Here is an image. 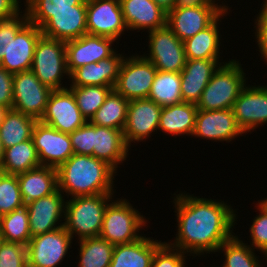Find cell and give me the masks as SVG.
Masks as SVG:
<instances>
[{"mask_svg": "<svg viewBox=\"0 0 267 267\" xmlns=\"http://www.w3.org/2000/svg\"><path fill=\"white\" fill-rule=\"evenodd\" d=\"M186 192H174V200L170 201L174 204L177 231L174 240L165 242L189 253L190 258L216 254L218 248L235 235L238 212L224 200L200 198Z\"/></svg>", "mask_w": 267, "mask_h": 267, "instance_id": "cell-1", "label": "cell"}, {"mask_svg": "<svg viewBox=\"0 0 267 267\" xmlns=\"http://www.w3.org/2000/svg\"><path fill=\"white\" fill-rule=\"evenodd\" d=\"M116 173L111 165L94 156L73 154L57 168L58 189L66 199L116 193Z\"/></svg>", "mask_w": 267, "mask_h": 267, "instance_id": "cell-2", "label": "cell"}, {"mask_svg": "<svg viewBox=\"0 0 267 267\" xmlns=\"http://www.w3.org/2000/svg\"><path fill=\"white\" fill-rule=\"evenodd\" d=\"M115 193L67 198L64 228L76 241L99 237L104 213Z\"/></svg>", "mask_w": 267, "mask_h": 267, "instance_id": "cell-3", "label": "cell"}, {"mask_svg": "<svg viewBox=\"0 0 267 267\" xmlns=\"http://www.w3.org/2000/svg\"><path fill=\"white\" fill-rule=\"evenodd\" d=\"M239 61L229 59L219 66L196 104L198 109L212 111L232 108L242 89L248 84L245 69Z\"/></svg>", "mask_w": 267, "mask_h": 267, "instance_id": "cell-4", "label": "cell"}, {"mask_svg": "<svg viewBox=\"0 0 267 267\" xmlns=\"http://www.w3.org/2000/svg\"><path fill=\"white\" fill-rule=\"evenodd\" d=\"M120 198L108 204L99 235L114 246L139 240L145 235L140 231L145 230L143 228H147L148 224L145 215H141L129 200L123 196Z\"/></svg>", "mask_w": 267, "mask_h": 267, "instance_id": "cell-5", "label": "cell"}, {"mask_svg": "<svg viewBox=\"0 0 267 267\" xmlns=\"http://www.w3.org/2000/svg\"><path fill=\"white\" fill-rule=\"evenodd\" d=\"M31 71L39 81L52 90L68 88L70 74L67 69L66 42L42 35L36 44ZM65 77V78H64ZM67 85V86H66Z\"/></svg>", "mask_w": 267, "mask_h": 267, "instance_id": "cell-6", "label": "cell"}, {"mask_svg": "<svg viewBox=\"0 0 267 267\" xmlns=\"http://www.w3.org/2000/svg\"><path fill=\"white\" fill-rule=\"evenodd\" d=\"M27 15L48 38L67 42L87 34L86 5H76V11L27 12Z\"/></svg>", "mask_w": 267, "mask_h": 267, "instance_id": "cell-7", "label": "cell"}, {"mask_svg": "<svg viewBox=\"0 0 267 267\" xmlns=\"http://www.w3.org/2000/svg\"><path fill=\"white\" fill-rule=\"evenodd\" d=\"M157 69L139 53L125 56L114 90L127 100L147 99Z\"/></svg>", "mask_w": 267, "mask_h": 267, "instance_id": "cell-8", "label": "cell"}, {"mask_svg": "<svg viewBox=\"0 0 267 267\" xmlns=\"http://www.w3.org/2000/svg\"><path fill=\"white\" fill-rule=\"evenodd\" d=\"M147 33L146 46L149 51L146 54L143 52L142 56L152 62L157 70L181 72L187 61L183 42L167 25Z\"/></svg>", "mask_w": 267, "mask_h": 267, "instance_id": "cell-9", "label": "cell"}, {"mask_svg": "<svg viewBox=\"0 0 267 267\" xmlns=\"http://www.w3.org/2000/svg\"><path fill=\"white\" fill-rule=\"evenodd\" d=\"M73 238L64 226L41 235L31 237L27 244L28 267H58L62 265ZM69 252V253H68Z\"/></svg>", "mask_w": 267, "mask_h": 267, "instance_id": "cell-10", "label": "cell"}, {"mask_svg": "<svg viewBox=\"0 0 267 267\" xmlns=\"http://www.w3.org/2000/svg\"><path fill=\"white\" fill-rule=\"evenodd\" d=\"M52 91L42 84L31 70L13 74L12 109L39 121L45 112Z\"/></svg>", "mask_w": 267, "mask_h": 267, "instance_id": "cell-11", "label": "cell"}, {"mask_svg": "<svg viewBox=\"0 0 267 267\" xmlns=\"http://www.w3.org/2000/svg\"><path fill=\"white\" fill-rule=\"evenodd\" d=\"M87 34L112 38L117 43L128 31L120 0H87Z\"/></svg>", "mask_w": 267, "mask_h": 267, "instance_id": "cell-12", "label": "cell"}, {"mask_svg": "<svg viewBox=\"0 0 267 267\" xmlns=\"http://www.w3.org/2000/svg\"><path fill=\"white\" fill-rule=\"evenodd\" d=\"M161 110L159 104L149 99L129 101L123 133L130 148L131 145L134 147L136 142H146L155 132L157 134Z\"/></svg>", "mask_w": 267, "mask_h": 267, "instance_id": "cell-13", "label": "cell"}, {"mask_svg": "<svg viewBox=\"0 0 267 267\" xmlns=\"http://www.w3.org/2000/svg\"><path fill=\"white\" fill-rule=\"evenodd\" d=\"M260 85L246 84L231 108L245 134L267 123V85Z\"/></svg>", "mask_w": 267, "mask_h": 267, "instance_id": "cell-14", "label": "cell"}, {"mask_svg": "<svg viewBox=\"0 0 267 267\" xmlns=\"http://www.w3.org/2000/svg\"><path fill=\"white\" fill-rule=\"evenodd\" d=\"M39 121L68 134L87 122L82 116L74 95L69 88L52 91L45 112Z\"/></svg>", "mask_w": 267, "mask_h": 267, "instance_id": "cell-15", "label": "cell"}, {"mask_svg": "<svg viewBox=\"0 0 267 267\" xmlns=\"http://www.w3.org/2000/svg\"><path fill=\"white\" fill-rule=\"evenodd\" d=\"M243 134L246 136L238 126L232 109L197 110L192 138L231 143Z\"/></svg>", "mask_w": 267, "mask_h": 267, "instance_id": "cell-16", "label": "cell"}, {"mask_svg": "<svg viewBox=\"0 0 267 267\" xmlns=\"http://www.w3.org/2000/svg\"><path fill=\"white\" fill-rule=\"evenodd\" d=\"M32 140L43 166L57 169L74 154L68 133L60 132L40 121L34 126Z\"/></svg>", "mask_w": 267, "mask_h": 267, "instance_id": "cell-17", "label": "cell"}, {"mask_svg": "<svg viewBox=\"0 0 267 267\" xmlns=\"http://www.w3.org/2000/svg\"><path fill=\"white\" fill-rule=\"evenodd\" d=\"M65 205V196L59 189L48 196L26 204L31 237L64 226Z\"/></svg>", "mask_w": 267, "mask_h": 267, "instance_id": "cell-18", "label": "cell"}, {"mask_svg": "<svg viewBox=\"0 0 267 267\" xmlns=\"http://www.w3.org/2000/svg\"><path fill=\"white\" fill-rule=\"evenodd\" d=\"M115 42L119 44L112 38L89 34L67 41L66 60L69 74L81 66L112 56L117 49Z\"/></svg>", "mask_w": 267, "mask_h": 267, "instance_id": "cell-19", "label": "cell"}, {"mask_svg": "<svg viewBox=\"0 0 267 267\" xmlns=\"http://www.w3.org/2000/svg\"><path fill=\"white\" fill-rule=\"evenodd\" d=\"M42 36L41 29L28 21L11 39L7 54H4L0 66L12 74L30 71L35 47Z\"/></svg>", "mask_w": 267, "mask_h": 267, "instance_id": "cell-20", "label": "cell"}, {"mask_svg": "<svg viewBox=\"0 0 267 267\" xmlns=\"http://www.w3.org/2000/svg\"><path fill=\"white\" fill-rule=\"evenodd\" d=\"M120 5L128 32H149L166 26L167 12L153 0H120Z\"/></svg>", "mask_w": 267, "mask_h": 267, "instance_id": "cell-21", "label": "cell"}, {"mask_svg": "<svg viewBox=\"0 0 267 267\" xmlns=\"http://www.w3.org/2000/svg\"><path fill=\"white\" fill-rule=\"evenodd\" d=\"M221 13L214 7H186L167 12L166 25L182 41L208 27Z\"/></svg>", "mask_w": 267, "mask_h": 267, "instance_id": "cell-22", "label": "cell"}, {"mask_svg": "<svg viewBox=\"0 0 267 267\" xmlns=\"http://www.w3.org/2000/svg\"><path fill=\"white\" fill-rule=\"evenodd\" d=\"M221 60V61H220ZM223 59H187L181 74V93L183 102L197 104L203 90Z\"/></svg>", "mask_w": 267, "mask_h": 267, "instance_id": "cell-23", "label": "cell"}, {"mask_svg": "<svg viewBox=\"0 0 267 267\" xmlns=\"http://www.w3.org/2000/svg\"><path fill=\"white\" fill-rule=\"evenodd\" d=\"M124 53L116 51L112 56L99 62L91 63L75 69L70 74L68 86H110L114 88L117 81Z\"/></svg>", "mask_w": 267, "mask_h": 267, "instance_id": "cell-24", "label": "cell"}, {"mask_svg": "<svg viewBox=\"0 0 267 267\" xmlns=\"http://www.w3.org/2000/svg\"><path fill=\"white\" fill-rule=\"evenodd\" d=\"M93 156L111 165L117 172L132 150L122 130L93 125Z\"/></svg>", "mask_w": 267, "mask_h": 267, "instance_id": "cell-25", "label": "cell"}, {"mask_svg": "<svg viewBox=\"0 0 267 267\" xmlns=\"http://www.w3.org/2000/svg\"><path fill=\"white\" fill-rule=\"evenodd\" d=\"M226 16L227 14H220L208 27L183 42L187 59H223L220 56L223 52L220 50L223 35L219 28Z\"/></svg>", "mask_w": 267, "mask_h": 267, "instance_id": "cell-26", "label": "cell"}, {"mask_svg": "<svg viewBox=\"0 0 267 267\" xmlns=\"http://www.w3.org/2000/svg\"><path fill=\"white\" fill-rule=\"evenodd\" d=\"M145 235L131 243L115 245L109 267H150L155 251L165 242Z\"/></svg>", "mask_w": 267, "mask_h": 267, "instance_id": "cell-27", "label": "cell"}, {"mask_svg": "<svg viewBox=\"0 0 267 267\" xmlns=\"http://www.w3.org/2000/svg\"><path fill=\"white\" fill-rule=\"evenodd\" d=\"M17 179L25 205L58 189L57 169L53 167L41 165L18 174Z\"/></svg>", "mask_w": 267, "mask_h": 267, "instance_id": "cell-28", "label": "cell"}, {"mask_svg": "<svg viewBox=\"0 0 267 267\" xmlns=\"http://www.w3.org/2000/svg\"><path fill=\"white\" fill-rule=\"evenodd\" d=\"M197 106L193 103L181 102L162 107L158 131L174 136H191L195 128Z\"/></svg>", "mask_w": 267, "mask_h": 267, "instance_id": "cell-29", "label": "cell"}, {"mask_svg": "<svg viewBox=\"0 0 267 267\" xmlns=\"http://www.w3.org/2000/svg\"><path fill=\"white\" fill-rule=\"evenodd\" d=\"M37 121L32 116L8 109L0 123V138L4 149L32 139Z\"/></svg>", "mask_w": 267, "mask_h": 267, "instance_id": "cell-30", "label": "cell"}, {"mask_svg": "<svg viewBox=\"0 0 267 267\" xmlns=\"http://www.w3.org/2000/svg\"><path fill=\"white\" fill-rule=\"evenodd\" d=\"M41 166L32 139L20 142L4 150V159L0 172L18 175Z\"/></svg>", "mask_w": 267, "mask_h": 267, "instance_id": "cell-31", "label": "cell"}, {"mask_svg": "<svg viewBox=\"0 0 267 267\" xmlns=\"http://www.w3.org/2000/svg\"><path fill=\"white\" fill-rule=\"evenodd\" d=\"M147 99L156 102L161 107L183 102L180 72L157 70Z\"/></svg>", "mask_w": 267, "mask_h": 267, "instance_id": "cell-32", "label": "cell"}, {"mask_svg": "<svg viewBox=\"0 0 267 267\" xmlns=\"http://www.w3.org/2000/svg\"><path fill=\"white\" fill-rule=\"evenodd\" d=\"M223 254L222 267H264L262 266V256H257L255 250L238 234L225 241L216 251ZM222 252V253H221ZM260 257V258H259Z\"/></svg>", "mask_w": 267, "mask_h": 267, "instance_id": "cell-33", "label": "cell"}, {"mask_svg": "<svg viewBox=\"0 0 267 267\" xmlns=\"http://www.w3.org/2000/svg\"><path fill=\"white\" fill-rule=\"evenodd\" d=\"M129 100L114 89L108 94L104 104L96 111L90 122L93 125L122 130L127 119Z\"/></svg>", "mask_w": 267, "mask_h": 267, "instance_id": "cell-34", "label": "cell"}, {"mask_svg": "<svg viewBox=\"0 0 267 267\" xmlns=\"http://www.w3.org/2000/svg\"><path fill=\"white\" fill-rule=\"evenodd\" d=\"M79 245L77 267H109L114 245L99 237L85 238L76 241ZM79 259V260H78Z\"/></svg>", "mask_w": 267, "mask_h": 267, "instance_id": "cell-35", "label": "cell"}, {"mask_svg": "<svg viewBox=\"0 0 267 267\" xmlns=\"http://www.w3.org/2000/svg\"><path fill=\"white\" fill-rule=\"evenodd\" d=\"M0 234L4 241L27 246L31 239L27 207L13 210L0 218Z\"/></svg>", "mask_w": 267, "mask_h": 267, "instance_id": "cell-36", "label": "cell"}, {"mask_svg": "<svg viewBox=\"0 0 267 267\" xmlns=\"http://www.w3.org/2000/svg\"><path fill=\"white\" fill-rule=\"evenodd\" d=\"M82 116L90 121L96 111L104 104L108 94L113 90L110 86H69Z\"/></svg>", "mask_w": 267, "mask_h": 267, "instance_id": "cell-37", "label": "cell"}, {"mask_svg": "<svg viewBox=\"0 0 267 267\" xmlns=\"http://www.w3.org/2000/svg\"><path fill=\"white\" fill-rule=\"evenodd\" d=\"M25 206L17 175L0 172V216Z\"/></svg>", "mask_w": 267, "mask_h": 267, "instance_id": "cell-38", "label": "cell"}, {"mask_svg": "<svg viewBox=\"0 0 267 267\" xmlns=\"http://www.w3.org/2000/svg\"><path fill=\"white\" fill-rule=\"evenodd\" d=\"M254 208L259 212L254 216L252 224L249 225V245L263 256L267 250V208L259 200Z\"/></svg>", "mask_w": 267, "mask_h": 267, "instance_id": "cell-39", "label": "cell"}, {"mask_svg": "<svg viewBox=\"0 0 267 267\" xmlns=\"http://www.w3.org/2000/svg\"><path fill=\"white\" fill-rule=\"evenodd\" d=\"M189 254L164 242L154 253L150 267H188Z\"/></svg>", "mask_w": 267, "mask_h": 267, "instance_id": "cell-40", "label": "cell"}, {"mask_svg": "<svg viewBox=\"0 0 267 267\" xmlns=\"http://www.w3.org/2000/svg\"><path fill=\"white\" fill-rule=\"evenodd\" d=\"M26 12L76 11V5H87V0H24Z\"/></svg>", "mask_w": 267, "mask_h": 267, "instance_id": "cell-41", "label": "cell"}, {"mask_svg": "<svg viewBox=\"0 0 267 267\" xmlns=\"http://www.w3.org/2000/svg\"><path fill=\"white\" fill-rule=\"evenodd\" d=\"M0 267H28L27 246L3 240L0 245Z\"/></svg>", "mask_w": 267, "mask_h": 267, "instance_id": "cell-42", "label": "cell"}, {"mask_svg": "<svg viewBox=\"0 0 267 267\" xmlns=\"http://www.w3.org/2000/svg\"><path fill=\"white\" fill-rule=\"evenodd\" d=\"M23 13V14H22ZM28 15L25 9L18 15L0 20V62L7 54L11 39H14L17 32L28 22Z\"/></svg>", "mask_w": 267, "mask_h": 267, "instance_id": "cell-43", "label": "cell"}, {"mask_svg": "<svg viewBox=\"0 0 267 267\" xmlns=\"http://www.w3.org/2000/svg\"><path fill=\"white\" fill-rule=\"evenodd\" d=\"M74 154L93 156V124L87 121L72 133H69Z\"/></svg>", "mask_w": 267, "mask_h": 267, "instance_id": "cell-44", "label": "cell"}, {"mask_svg": "<svg viewBox=\"0 0 267 267\" xmlns=\"http://www.w3.org/2000/svg\"><path fill=\"white\" fill-rule=\"evenodd\" d=\"M257 16V17H256ZM254 35L255 43H257L258 51L267 65V11L259 10L258 14L254 16Z\"/></svg>", "mask_w": 267, "mask_h": 267, "instance_id": "cell-45", "label": "cell"}, {"mask_svg": "<svg viewBox=\"0 0 267 267\" xmlns=\"http://www.w3.org/2000/svg\"><path fill=\"white\" fill-rule=\"evenodd\" d=\"M0 105L12 109L13 74L0 66Z\"/></svg>", "mask_w": 267, "mask_h": 267, "instance_id": "cell-46", "label": "cell"}, {"mask_svg": "<svg viewBox=\"0 0 267 267\" xmlns=\"http://www.w3.org/2000/svg\"><path fill=\"white\" fill-rule=\"evenodd\" d=\"M21 5L22 0H0V20L10 19L21 13Z\"/></svg>", "mask_w": 267, "mask_h": 267, "instance_id": "cell-47", "label": "cell"}, {"mask_svg": "<svg viewBox=\"0 0 267 267\" xmlns=\"http://www.w3.org/2000/svg\"><path fill=\"white\" fill-rule=\"evenodd\" d=\"M186 7H213L207 0H175L173 9Z\"/></svg>", "mask_w": 267, "mask_h": 267, "instance_id": "cell-48", "label": "cell"}, {"mask_svg": "<svg viewBox=\"0 0 267 267\" xmlns=\"http://www.w3.org/2000/svg\"><path fill=\"white\" fill-rule=\"evenodd\" d=\"M207 1L211 6H213L217 11H219V13L227 14V15L230 14L229 12H231V9H230L231 7L228 6L229 4L227 5L225 4L227 2L226 0H224L225 3L222 0H207Z\"/></svg>", "mask_w": 267, "mask_h": 267, "instance_id": "cell-49", "label": "cell"}, {"mask_svg": "<svg viewBox=\"0 0 267 267\" xmlns=\"http://www.w3.org/2000/svg\"><path fill=\"white\" fill-rule=\"evenodd\" d=\"M164 11L169 12L173 9L175 0H153Z\"/></svg>", "mask_w": 267, "mask_h": 267, "instance_id": "cell-50", "label": "cell"}, {"mask_svg": "<svg viewBox=\"0 0 267 267\" xmlns=\"http://www.w3.org/2000/svg\"><path fill=\"white\" fill-rule=\"evenodd\" d=\"M4 147L0 138V169L2 168V163H3V159H4Z\"/></svg>", "mask_w": 267, "mask_h": 267, "instance_id": "cell-51", "label": "cell"}, {"mask_svg": "<svg viewBox=\"0 0 267 267\" xmlns=\"http://www.w3.org/2000/svg\"><path fill=\"white\" fill-rule=\"evenodd\" d=\"M8 111V108L0 105V123L2 122L5 113Z\"/></svg>", "mask_w": 267, "mask_h": 267, "instance_id": "cell-52", "label": "cell"}, {"mask_svg": "<svg viewBox=\"0 0 267 267\" xmlns=\"http://www.w3.org/2000/svg\"><path fill=\"white\" fill-rule=\"evenodd\" d=\"M262 6H260L261 10H266L267 11V0H263L261 3Z\"/></svg>", "mask_w": 267, "mask_h": 267, "instance_id": "cell-53", "label": "cell"}, {"mask_svg": "<svg viewBox=\"0 0 267 267\" xmlns=\"http://www.w3.org/2000/svg\"><path fill=\"white\" fill-rule=\"evenodd\" d=\"M259 201L267 208V197L261 198V200H259Z\"/></svg>", "mask_w": 267, "mask_h": 267, "instance_id": "cell-54", "label": "cell"}, {"mask_svg": "<svg viewBox=\"0 0 267 267\" xmlns=\"http://www.w3.org/2000/svg\"><path fill=\"white\" fill-rule=\"evenodd\" d=\"M263 255H264V256H263V257H264L263 259H265V262H266V264H267V250L263 253Z\"/></svg>", "mask_w": 267, "mask_h": 267, "instance_id": "cell-55", "label": "cell"}, {"mask_svg": "<svg viewBox=\"0 0 267 267\" xmlns=\"http://www.w3.org/2000/svg\"><path fill=\"white\" fill-rule=\"evenodd\" d=\"M2 242H3V237L0 234V245H1Z\"/></svg>", "mask_w": 267, "mask_h": 267, "instance_id": "cell-56", "label": "cell"}]
</instances>
